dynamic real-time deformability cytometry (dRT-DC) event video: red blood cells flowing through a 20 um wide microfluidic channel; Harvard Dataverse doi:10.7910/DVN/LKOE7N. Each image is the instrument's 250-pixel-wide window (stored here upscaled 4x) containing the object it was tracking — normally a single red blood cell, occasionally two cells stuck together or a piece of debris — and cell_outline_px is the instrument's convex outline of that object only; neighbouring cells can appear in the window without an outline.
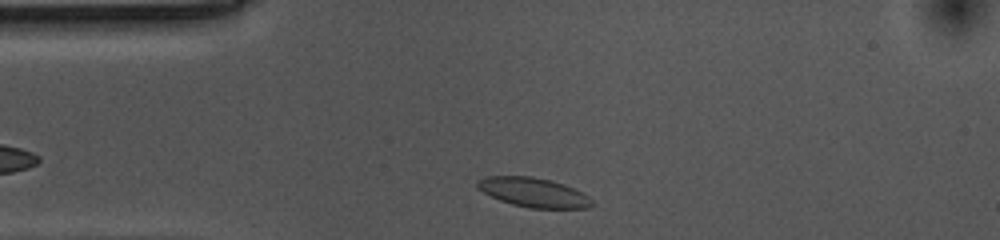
{"species": "common noctule bat (a hibernating species)", "species_latin": "Nyctalus noctula", "temperature_condition": "cold", "stored_images_in_passage": 33, "camera_frame_rate_fps": 3000, "um_per_image_px": 0.085, "animal": {"sex": "female", "body_mass_g": 10.0, "forearm_length_mm": 53.1}, "frame": {"image": 1, "passage_image": 2, "time_ms": 0.333, "image_size_px": [1000, 240], "cell_outline_px": [[596, 204], [588, 208], [528, 208], [512, 204], [500, 200], [476, 188], [476, 180], [484, 176], [532, 176], [552, 180], [564, 184], [588, 196]], "centroid_in_image_um": [45.33, 16.35], "position_along_channel_um": 39.7, "area_um2": 19.71}}
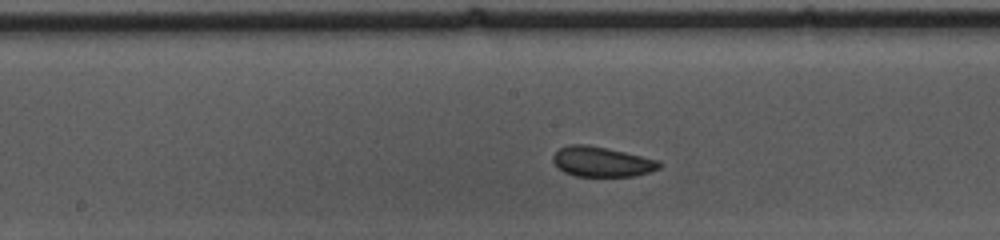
{"frame": {"image": 2, "passage_image": 17, "time_ms": 5.333, "image_size_px": [1000, 240], "cell_outline_px": [[660, 168], [648, 172], [632, 176], [576, 176], [564, 172], [552, 160], [552, 156], [560, 148], [572, 144], [588, 144], [660, 160]], "centroid_in_image_um": [51.15, 13.74], "position_along_channel_um": 197.1, "area_um2": 18.38}}
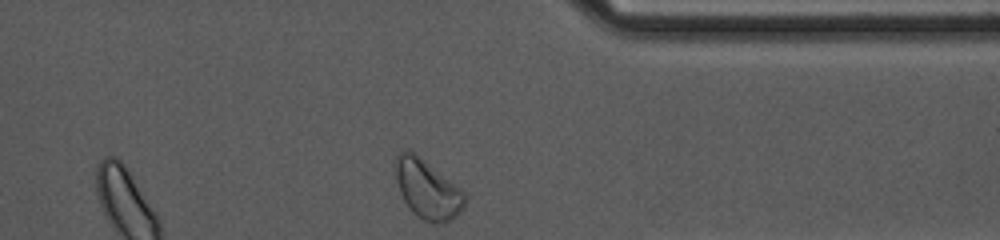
{"frame": {"image": 3, "passage_image": 33, "time_ms": 10.667, "image_size_px": [1000, 240], "cell_outline_px": [[464, 204], [460, 212], [456, 216], [444, 224], [432, 224], [416, 216], [412, 212], [404, 200], [400, 192], [396, 180], [392, 164], [396, 156], [404, 148], [408, 148], [416, 152], [460, 188], [464, 192]], "centroid_in_image_um": [36.27, 16.04], "position_along_channel_um": 375.1, "area_um2": 24.33}, "authors_computed_cell_mechanics": {"area_um2": 18.9006, "velocity_mm_per_s": 3.5036, "shape_relaxation_time_tau1_ms": null, "shape_relaxation_time_tau2_ms": 1.4604, "deformation_change_tau1": null, "deformation_change_tau2": 0.0682}}